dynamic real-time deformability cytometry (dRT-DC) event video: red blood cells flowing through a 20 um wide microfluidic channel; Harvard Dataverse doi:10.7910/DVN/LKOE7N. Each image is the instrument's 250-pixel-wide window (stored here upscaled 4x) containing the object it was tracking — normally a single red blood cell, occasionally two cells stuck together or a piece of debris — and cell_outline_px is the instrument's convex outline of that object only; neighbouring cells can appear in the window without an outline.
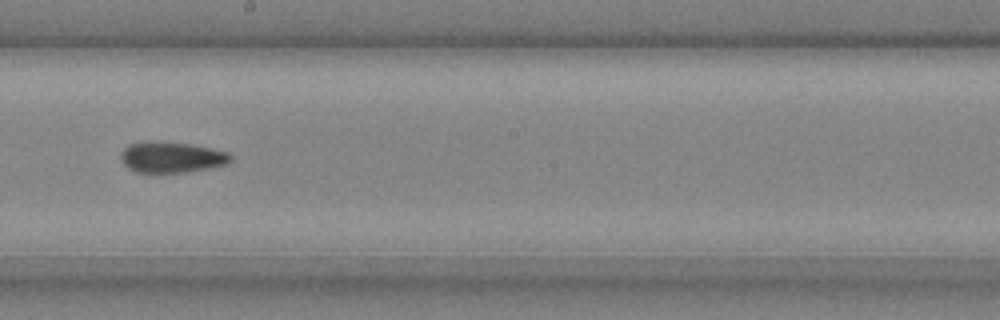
{"species": "common noctule bat (a hibernating species)", "species_latin": "Nyctalus noctula", "temperature_condition": "cold", "stored_images_in_passage": 41, "camera_frame_rate_fps": 3000, "um_per_image_px": 0.085, "animal": {"sex": "male", "body_mass_g": 20.4}, "frame": {"image": 1, "passage_image": 24, "time_ms": 7.667, "image_size_px": [1000, 320], "cell_outline_px": [[232, 160], [228, 164], [184, 172], [136, 172], [128, 168], [120, 160], [120, 152], [128, 144], [192, 144], [228, 152], [232, 156]], "centroid_in_image_um": [14.61, 13.4], "position_along_channel_um": 233.6, "area_um2": 18.96}}